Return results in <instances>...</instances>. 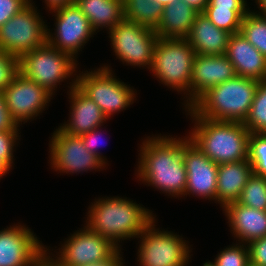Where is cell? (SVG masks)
Segmentation results:
<instances>
[{
  "instance_id": "f546056e",
  "label": "cell",
  "mask_w": 266,
  "mask_h": 266,
  "mask_svg": "<svg viewBox=\"0 0 266 266\" xmlns=\"http://www.w3.org/2000/svg\"><path fill=\"white\" fill-rule=\"evenodd\" d=\"M248 161L254 174L266 177V134L250 133L248 139Z\"/></svg>"
},
{
  "instance_id": "4dcf8cb0",
  "label": "cell",
  "mask_w": 266,
  "mask_h": 266,
  "mask_svg": "<svg viewBox=\"0 0 266 266\" xmlns=\"http://www.w3.org/2000/svg\"><path fill=\"white\" fill-rule=\"evenodd\" d=\"M217 266H248L249 250L247 244L233 242L229 247L224 248L214 258Z\"/></svg>"
},
{
  "instance_id": "836d02e7",
  "label": "cell",
  "mask_w": 266,
  "mask_h": 266,
  "mask_svg": "<svg viewBox=\"0 0 266 266\" xmlns=\"http://www.w3.org/2000/svg\"><path fill=\"white\" fill-rule=\"evenodd\" d=\"M249 263L266 266V237L258 238L247 244Z\"/></svg>"
},
{
  "instance_id": "52a82bcc",
  "label": "cell",
  "mask_w": 266,
  "mask_h": 266,
  "mask_svg": "<svg viewBox=\"0 0 266 266\" xmlns=\"http://www.w3.org/2000/svg\"><path fill=\"white\" fill-rule=\"evenodd\" d=\"M114 74L107 64L89 71L82 70L77 75L76 86L100 107L108 119L137 100V91Z\"/></svg>"
},
{
  "instance_id": "60d3db41",
  "label": "cell",
  "mask_w": 266,
  "mask_h": 266,
  "mask_svg": "<svg viewBox=\"0 0 266 266\" xmlns=\"http://www.w3.org/2000/svg\"><path fill=\"white\" fill-rule=\"evenodd\" d=\"M186 4L194 7L197 11L203 12L206 5L208 4V0H182Z\"/></svg>"
},
{
  "instance_id": "d4e9b609",
  "label": "cell",
  "mask_w": 266,
  "mask_h": 266,
  "mask_svg": "<svg viewBox=\"0 0 266 266\" xmlns=\"http://www.w3.org/2000/svg\"><path fill=\"white\" fill-rule=\"evenodd\" d=\"M124 19L156 30L163 6L154 0H123Z\"/></svg>"
},
{
  "instance_id": "7a4b0ae2",
  "label": "cell",
  "mask_w": 266,
  "mask_h": 266,
  "mask_svg": "<svg viewBox=\"0 0 266 266\" xmlns=\"http://www.w3.org/2000/svg\"><path fill=\"white\" fill-rule=\"evenodd\" d=\"M88 209L84 225L119 249L120 241L137 238L156 218L151 210L127 197H98Z\"/></svg>"
},
{
  "instance_id": "7c38bea8",
  "label": "cell",
  "mask_w": 266,
  "mask_h": 266,
  "mask_svg": "<svg viewBox=\"0 0 266 266\" xmlns=\"http://www.w3.org/2000/svg\"><path fill=\"white\" fill-rule=\"evenodd\" d=\"M49 153L52 169L63 174H83L106 167L99 157L84 147L80 136L67 134L59 127L49 141Z\"/></svg>"
},
{
  "instance_id": "1f68e13d",
  "label": "cell",
  "mask_w": 266,
  "mask_h": 266,
  "mask_svg": "<svg viewBox=\"0 0 266 266\" xmlns=\"http://www.w3.org/2000/svg\"><path fill=\"white\" fill-rule=\"evenodd\" d=\"M19 72V58L0 49V91L2 92Z\"/></svg>"
},
{
  "instance_id": "5bb4252c",
  "label": "cell",
  "mask_w": 266,
  "mask_h": 266,
  "mask_svg": "<svg viewBox=\"0 0 266 266\" xmlns=\"http://www.w3.org/2000/svg\"><path fill=\"white\" fill-rule=\"evenodd\" d=\"M21 224L0 230V266H42L46 247L28 226Z\"/></svg>"
},
{
  "instance_id": "ba28073f",
  "label": "cell",
  "mask_w": 266,
  "mask_h": 266,
  "mask_svg": "<svg viewBox=\"0 0 266 266\" xmlns=\"http://www.w3.org/2000/svg\"><path fill=\"white\" fill-rule=\"evenodd\" d=\"M155 224L156 219L137 237L140 238L137 265L187 266L192 256L189 242L176 232L155 228Z\"/></svg>"
},
{
  "instance_id": "3957f363",
  "label": "cell",
  "mask_w": 266,
  "mask_h": 266,
  "mask_svg": "<svg viewBox=\"0 0 266 266\" xmlns=\"http://www.w3.org/2000/svg\"><path fill=\"white\" fill-rule=\"evenodd\" d=\"M185 111L194 121L187 136L211 161L224 164L248 159L250 132L243 122L199 117L190 108Z\"/></svg>"
},
{
  "instance_id": "74e56055",
  "label": "cell",
  "mask_w": 266,
  "mask_h": 266,
  "mask_svg": "<svg viewBox=\"0 0 266 266\" xmlns=\"http://www.w3.org/2000/svg\"><path fill=\"white\" fill-rule=\"evenodd\" d=\"M122 249H118L110 258L100 261V262H96V263H90L88 265L85 266H126L125 264V260H123L122 258ZM123 261V262H122Z\"/></svg>"
},
{
  "instance_id": "ffe728a7",
  "label": "cell",
  "mask_w": 266,
  "mask_h": 266,
  "mask_svg": "<svg viewBox=\"0 0 266 266\" xmlns=\"http://www.w3.org/2000/svg\"><path fill=\"white\" fill-rule=\"evenodd\" d=\"M228 220L230 232L238 243L266 237V211L254 209L237 202L229 203L223 210Z\"/></svg>"
},
{
  "instance_id": "bcb514c9",
  "label": "cell",
  "mask_w": 266,
  "mask_h": 266,
  "mask_svg": "<svg viewBox=\"0 0 266 266\" xmlns=\"http://www.w3.org/2000/svg\"><path fill=\"white\" fill-rule=\"evenodd\" d=\"M203 266H217V264L215 263V261L214 262L208 261L203 263Z\"/></svg>"
},
{
  "instance_id": "83f0119b",
  "label": "cell",
  "mask_w": 266,
  "mask_h": 266,
  "mask_svg": "<svg viewBox=\"0 0 266 266\" xmlns=\"http://www.w3.org/2000/svg\"><path fill=\"white\" fill-rule=\"evenodd\" d=\"M240 32L266 57V15L250 10L242 19Z\"/></svg>"
},
{
  "instance_id": "9c48e42d",
  "label": "cell",
  "mask_w": 266,
  "mask_h": 266,
  "mask_svg": "<svg viewBox=\"0 0 266 266\" xmlns=\"http://www.w3.org/2000/svg\"><path fill=\"white\" fill-rule=\"evenodd\" d=\"M33 0L0 27V49L20 58L47 43V29Z\"/></svg>"
},
{
  "instance_id": "4fadbf2b",
  "label": "cell",
  "mask_w": 266,
  "mask_h": 266,
  "mask_svg": "<svg viewBox=\"0 0 266 266\" xmlns=\"http://www.w3.org/2000/svg\"><path fill=\"white\" fill-rule=\"evenodd\" d=\"M50 13L54 14L56 21L53 33L50 28L47 29V43L77 60V54L96 33L89 19L75 3L56 8Z\"/></svg>"
},
{
  "instance_id": "d6986e66",
  "label": "cell",
  "mask_w": 266,
  "mask_h": 266,
  "mask_svg": "<svg viewBox=\"0 0 266 266\" xmlns=\"http://www.w3.org/2000/svg\"><path fill=\"white\" fill-rule=\"evenodd\" d=\"M225 55L237 76L266 80V57L241 32L231 34Z\"/></svg>"
},
{
  "instance_id": "e575fe53",
  "label": "cell",
  "mask_w": 266,
  "mask_h": 266,
  "mask_svg": "<svg viewBox=\"0 0 266 266\" xmlns=\"http://www.w3.org/2000/svg\"><path fill=\"white\" fill-rule=\"evenodd\" d=\"M29 2L30 0H0V27Z\"/></svg>"
},
{
  "instance_id": "2e32d148",
  "label": "cell",
  "mask_w": 266,
  "mask_h": 266,
  "mask_svg": "<svg viewBox=\"0 0 266 266\" xmlns=\"http://www.w3.org/2000/svg\"><path fill=\"white\" fill-rule=\"evenodd\" d=\"M183 161L187 172L184 196L191 194L216 203L218 164L190 140L183 146Z\"/></svg>"
},
{
  "instance_id": "ac0fdd59",
  "label": "cell",
  "mask_w": 266,
  "mask_h": 266,
  "mask_svg": "<svg viewBox=\"0 0 266 266\" xmlns=\"http://www.w3.org/2000/svg\"><path fill=\"white\" fill-rule=\"evenodd\" d=\"M67 92L70 104V116L59 128L70 135H82L97 127L104 126L108 120L100 107L86 96L76 85L77 78H72Z\"/></svg>"
},
{
  "instance_id": "7402d4cb",
  "label": "cell",
  "mask_w": 266,
  "mask_h": 266,
  "mask_svg": "<svg viewBox=\"0 0 266 266\" xmlns=\"http://www.w3.org/2000/svg\"><path fill=\"white\" fill-rule=\"evenodd\" d=\"M252 174L253 169L248 159L218 164L216 202L222 209L238 200Z\"/></svg>"
},
{
  "instance_id": "9a60e30c",
  "label": "cell",
  "mask_w": 266,
  "mask_h": 266,
  "mask_svg": "<svg viewBox=\"0 0 266 266\" xmlns=\"http://www.w3.org/2000/svg\"><path fill=\"white\" fill-rule=\"evenodd\" d=\"M11 118L22 125L36 119L46 109L53 95L44 87L18 72L12 82L2 91Z\"/></svg>"
},
{
  "instance_id": "44dd1931",
  "label": "cell",
  "mask_w": 266,
  "mask_h": 266,
  "mask_svg": "<svg viewBox=\"0 0 266 266\" xmlns=\"http://www.w3.org/2000/svg\"><path fill=\"white\" fill-rule=\"evenodd\" d=\"M231 33L217 28L207 16L200 12L186 38L195 54L223 55L226 53Z\"/></svg>"
},
{
  "instance_id": "7dc6e473",
  "label": "cell",
  "mask_w": 266,
  "mask_h": 266,
  "mask_svg": "<svg viewBox=\"0 0 266 266\" xmlns=\"http://www.w3.org/2000/svg\"><path fill=\"white\" fill-rule=\"evenodd\" d=\"M248 266H257V265H254V264H252V263H249Z\"/></svg>"
},
{
  "instance_id": "f1b7e54d",
  "label": "cell",
  "mask_w": 266,
  "mask_h": 266,
  "mask_svg": "<svg viewBox=\"0 0 266 266\" xmlns=\"http://www.w3.org/2000/svg\"><path fill=\"white\" fill-rule=\"evenodd\" d=\"M236 202L254 209L266 211V177L253 173Z\"/></svg>"
},
{
  "instance_id": "f35d334b",
  "label": "cell",
  "mask_w": 266,
  "mask_h": 266,
  "mask_svg": "<svg viewBox=\"0 0 266 266\" xmlns=\"http://www.w3.org/2000/svg\"><path fill=\"white\" fill-rule=\"evenodd\" d=\"M206 7H249L246 0H208Z\"/></svg>"
},
{
  "instance_id": "484cf974",
  "label": "cell",
  "mask_w": 266,
  "mask_h": 266,
  "mask_svg": "<svg viewBox=\"0 0 266 266\" xmlns=\"http://www.w3.org/2000/svg\"><path fill=\"white\" fill-rule=\"evenodd\" d=\"M249 7H205L207 18L217 27L231 34L240 32L242 19Z\"/></svg>"
},
{
  "instance_id": "f6af8a7d",
  "label": "cell",
  "mask_w": 266,
  "mask_h": 266,
  "mask_svg": "<svg viewBox=\"0 0 266 266\" xmlns=\"http://www.w3.org/2000/svg\"><path fill=\"white\" fill-rule=\"evenodd\" d=\"M42 266H54V265L45 257Z\"/></svg>"
},
{
  "instance_id": "8992f818",
  "label": "cell",
  "mask_w": 266,
  "mask_h": 266,
  "mask_svg": "<svg viewBox=\"0 0 266 266\" xmlns=\"http://www.w3.org/2000/svg\"><path fill=\"white\" fill-rule=\"evenodd\" d=\"M77 62L72 55L46 43L19 58V72L55 95L60 83L72 76L77 78Z\"/></svg>"
},
{
  "instance_id": "ee69618b",
  "label": "cell",
  "mask_w": 266,
  "mask_h": 266,
  "mask_svg": "<svg viewBox=\"0 0 266 266\" xmlns=\"http://www.w3.org/2000/svg\"><path fill=\"white\" fill-rule=\"evenodd\" d=\"M154 1L165 7L176 0H154Z\"/></svg>"
},
{
  "instance_id": "d6a6232c",
  "label": "cell",
  "mask_w": 266,
  "mask_h": 266,
  "mask_svg": "<svg viewBox=\"0 0 266 266\" xmlns=\"http://www.w3.org/2000/svg\"><path fill=\"white\" fill-rule=\"evenodd\" d=\"M20 130L0 131V153H2V160L11 168L14 165V147L19 143ZM19 137V138H18Z\"/></svg>"
},
{
  "instance_id": "30bf717a",
  "label": "cell",
  "mask_w": 266,
  "mask_h": 266,
  "mask_svg": "<svg viewBox=\"0 0 266 266\" xmlns=\"http://www.w3.org/2000/svg\"><path fill=\"white\" fill-rule=\"evenodd\" d=\"M111 48L123 64L134 67H152L158 35L154 30L123 19L108 32Z\"/></svg>"
},
{
  "instance_id": "6da1fadb",
  "label": "cell",
  "mask_w": 266,
  "mask_h": 266,
  "mask_svg": "<svg viewBox=\"0 0 266 266\" xmlns=\"http://www.w3.org/2000/svg\"><path fill=\"white\" fill-rule=\"evenodd\" d=\"M150 137V138H149ZM140 144L137 178L171 197H184L187 172L183 161V146L190 140L186 135L148 136Z\"/></svg>"
},
{
  "instance_id": "ab89813d",
  "label": "cell",
  "mask_w": 266,
  "mask_h": 266,
  "mask_svg": "<svg viewBox=\"0 0 266 266\" xmlns=\"http://www.w3.org/2000/svg\"><path fill=\"white\" fill-rule=\"evenodd\" d=\"M43 2L47 6L45 8H47L49 11H52L56 8L70 5L74 3L75 0H44Z\"/></svg>"
},
{
  "instance_id": "8fae6325",
  "label": "cell",
  "mask_w": 266,
  "mask_h": 266,
  "mask_svg": "<svg viewBox=\"0 0 266 266\" xmlns=\"http://www.w3.org/2000/svg\"><path fill=\"white\" fill-rule=\"evenodd\" d=\"M60 246L56 255L46 246V258L54 266H85L106 260L119 249L87 225L71 234Z\"/></svg>"
},
{
  "instance_id": "d590c367",
  "label": "cell",
  "mask_w": 266,
  "mask_h": 266,
  "mask_svg": "<svg viewBox=\"0 0 266 266\" xmlns=\"http://www.w3.org/2000/svg\"><path fill=\"white\" fill-rule=\"evenodd\" d=\"M101 126L97 127L96 129L91 130L90 132H86L82 135H79L83 141L84 147L91 153L95 154L99 157L106 165L108 164L107 161L101 152L98 150L99 146V138L102 137ZM100 130V131H99Z\"/></svg>"
},
{
  "instance_id": "4316f807",
  "label": "cell",
  "mask_w": 266,
  "mask_h": 266,
  "mask_svg": "<svg viewBox=\"0 0 266 266\" xmlns=\"http://www.w3.org/2000/svg\"><path fill=\"white\" fill-rule=\"evenodd\" d=\"M243 124L250 133L266 134V80L258 82L252 105Z\"/></svg>"
},
{
  "instance_id": "7bdbcfd3",
  "label": "cell",
  "mask_w": 266,
  "mask_h": 266,
  "mask_svg": "<svg viewBox=\"0 0 266 266\" xmlns=\"http://www.w3.org/2000/svg\"><path fill=\"white\" fill-rule=\"evenodd\" d=\"M11 168L2 160V153H0V179L6 176Z\"/></svg>"
},
{
  "instance_id": "e0dca14e",
  "label": "cell",
  "mask_w": 266,
  "mask_h": 266,
  "mask_svg": "<svg viewBox=\"0 0 266 266\" xmlns=\"http://www.w3.org/2000/svg\"><path fill=\"white\" fill-rule=\"evenodd\" d=\"M236 76L235 68L225 54H196L190 84V106L209 88Z\"/></svg>"
},
{
  "instance_id": "b9f144b4",
  "label": "cell",
  "mask_w": 266,
  "mask_h": 266,
  "mask_svg": "<svg viewBox=\"0 0 266 266\" xmlns=\"http://www.w3.org/2000/svg\"><path fill=\"white\" fill-rule=\"evenodd\" d=\"M255 3L259 11L256 10L255 12V9H254L253 12L258 15H266V0H255Z\"/></svg>"
},
{
  "instance_id": "cb8c5ba5",
  "label": "cell",
  "mask_w": 266,
  "mask_h": 266,
  "mask_svg": "<svg viewBox=\"0 0 266 266\" xmlns=\"http://www.w3.org/2000/svg\"><path fill=\"white\" fill-rule=\"evenodd\" d=\"M74 3L95 32L103 28L109 32L124 19L123 0H75Z\"/></svg>"
},
{
  "instance_id": "603a6c76",
  "label": "cell",
  "mask_w": 266,
  "mask_h": 266,
  "mask_svg": "<svg viewBox=\"0 0 266 266\" xmlns=\"http://www.w3.org/2000/svg\"><path fill=\"white\" fill-rule=\"evenodd\" d=\"M200 12L182 0L163 7L162 17L155 33L158 38L186 39Z\"/></svg>"
},
{
  "instance_id": "8d00e7d4",
  "label": "cell",
  "mask_w": 266,
  "mask_h": 266,
  "mask_svg": "<svg viewBox=\"0 0 266 266\" xmlns=\"http://www.w3.org/2000/svg\"><path fill=\"white\" fill-rule=\"evenodd\" d=\"M19 128L20 126L11 118L3 93L0 91V131L20 130Z\"/></svg>"
},
{
  "instance_id": "277c9868",
  "label": "cell",
  "mask_w": 266,
  "mask_h": 266,
  "mask_svg": "<svg viewBox=\"0 0 266 266\" xmlns=\"http://www.w3.org/2000/svg\"><path fill=\"white\" fill-rule=\"evenodd\" d=\"M258 82L255 79L236 76L209 88L189 108L199 117L244 122Z\"/></svg>"
},
{
  "instance_id": "5b68a950",
  "label": "cell",
  "mask_w": 266,
  "mask_h": 266,
  "mask_svg": "<svg viewBox=\"0 0 266 266\" xmlns=\"http://www.w3.org/2000/svg\"><path fill=\"white\" fill-rule=\"evenodd\" d=\"M195 55L187 39L158 38L150 69L161 84L184 94V108L190 107V84Z\"/></svg>"
}]
</instances>
